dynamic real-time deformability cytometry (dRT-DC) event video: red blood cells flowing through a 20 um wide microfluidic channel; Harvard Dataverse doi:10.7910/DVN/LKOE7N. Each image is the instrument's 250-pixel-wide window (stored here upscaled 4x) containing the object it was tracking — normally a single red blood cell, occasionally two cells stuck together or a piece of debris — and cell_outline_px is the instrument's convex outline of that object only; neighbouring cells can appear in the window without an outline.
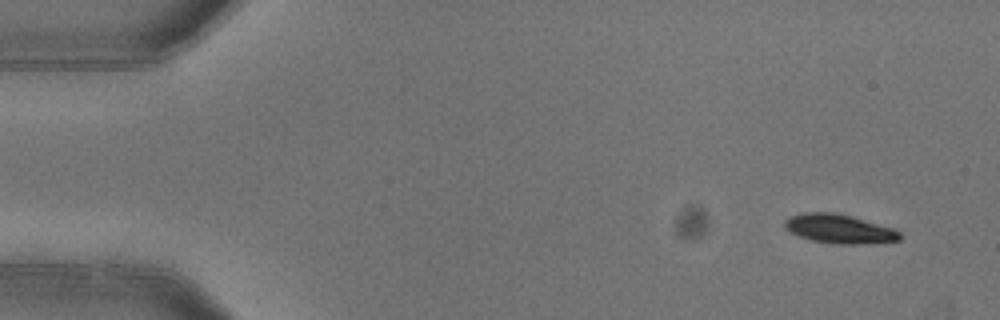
{"species": "common noctule bat (a hibernating species)", "species_latin": "Nyctalus noctula", "temperature_condition": "warm", "stored_images_in_passage": 6, "camera_frame_rate_fps": 3000, "um_per_image_px": 0.085, "animal": {"sex": "female"}, "frame": {"image": 1, "passage_image": 1, "time_ms": 0.0, "image_size_px": [1000, 320], "cell_outline_px": [[900, 240], [860, 244], [832, 244], [812, 240], [800, 236], [784, 228], [784, 220], [792, 216], [804, 212], [836, 212], [852, 216], [892, 228], [900, 232]], "centroid_in_image_um": [71.31, 19.44], "position_along_channel_um": 13.7, "area_um2": 19.36}}
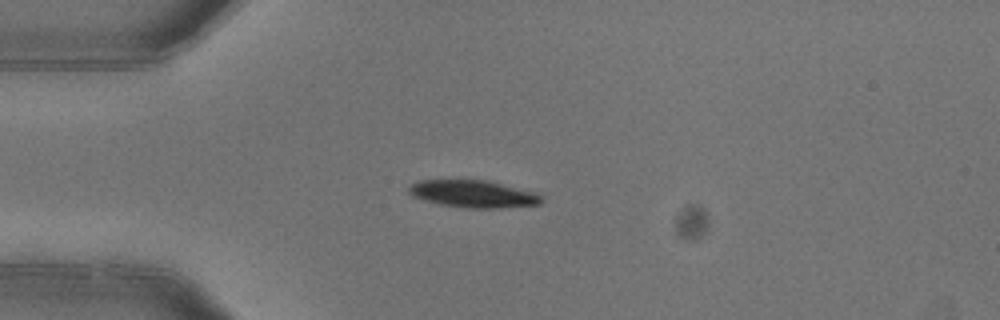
{"frame": {"image": 2, "passage_image": 3, "time_ms": 0.667, "image_size_px": [1000, 320], "cell_outline_px": [[544, 200], [540, 204], [496, 208], [464, 208], [440, 204], [424, 200], [412, 196], [408, 192], [408, 188], [416, 180], [488, 180], [536, 192], [544, 196]], "centroid_in_image_um": [40.25, 16.48], "position_along_channel_um": 44.8, "area_um2": 21.27}}